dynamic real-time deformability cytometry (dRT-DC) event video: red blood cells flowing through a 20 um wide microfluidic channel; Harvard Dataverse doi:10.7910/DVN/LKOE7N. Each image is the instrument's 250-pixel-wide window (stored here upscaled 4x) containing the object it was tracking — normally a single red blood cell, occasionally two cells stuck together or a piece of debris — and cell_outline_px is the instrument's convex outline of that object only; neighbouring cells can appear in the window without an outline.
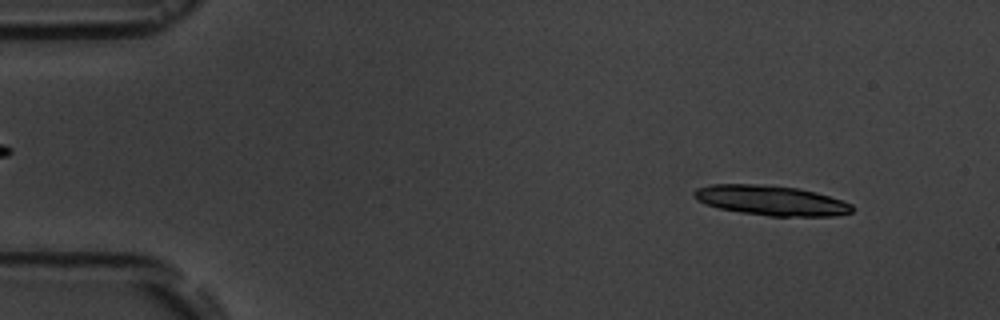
{"species": "common noctule bat (a hibernating species)", "species_latin": "Nyctalus noctula", "temperature_condition": "room temperature", "stored_images_in_passage": 5, "camera_frame_rate_fps": 3000, "um_per_image_px": 0.085, "animal": {"sex": "male", "body_mass_g": 19.5, "forearm_length_mm": 54.6}, "frame": {"image": 1, "passage_image": 1, "time_ms": 0.0, "image_size_px": [1000, 320], "cell_outline_px": [[852, 212], [836, 216], [768, 216], [740, 212], [720, 208], [704, 204], [696, 200], [692, 196], [692, 192], [696, 188], [712, 184], [760, 184], [796, 188], [816, 192], [852, 204]], "centroid_in_image_um": [65.49, 17.04], "position_along_channel_um": 19.5, "area_um2": 27.57}}